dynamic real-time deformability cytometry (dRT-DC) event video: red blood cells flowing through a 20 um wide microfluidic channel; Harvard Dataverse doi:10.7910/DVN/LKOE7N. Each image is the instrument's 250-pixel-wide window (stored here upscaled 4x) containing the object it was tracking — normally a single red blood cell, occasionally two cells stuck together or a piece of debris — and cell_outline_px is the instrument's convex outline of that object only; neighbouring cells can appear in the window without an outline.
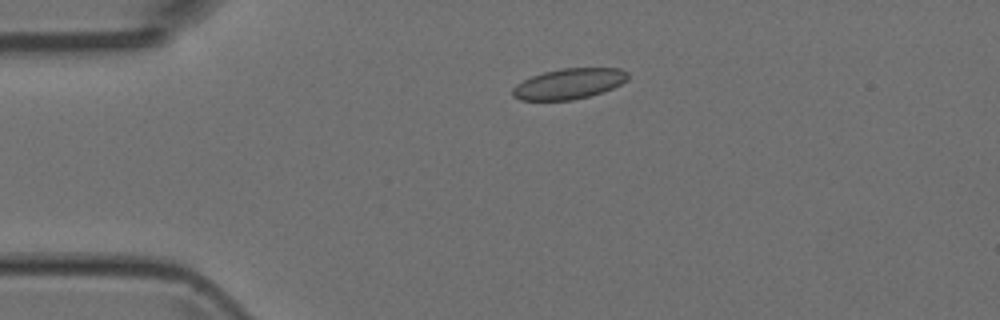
{"species": "Egyptian fruit bat (a non-hibernating species)", "species_latin": "Rousettus aegyptiacus", "temperature_condition": "room temperature", "stored_images_in_passage": 2, "camera_frame_rate_fps": 3000, "um_per_image_px": 0.085, "animal": {"sex": "female"}, "frame": {"image": 1, "passage_image": 1, "time_ms": 0.0, "image_size_px": [1000, 320], "cell_outline_px": [[628, 80], [612, 88], [588, 96], [572, 100], [520, 100], [512, 96], [512, 88], [516, 84], [532, 76], [544, 72], [560, 68], [620, 68], [628, 72]], "centroid_in_image_um": [48.35, 7.11], "position_along_channel_um": 36.7, "area_um2": 20.46}}